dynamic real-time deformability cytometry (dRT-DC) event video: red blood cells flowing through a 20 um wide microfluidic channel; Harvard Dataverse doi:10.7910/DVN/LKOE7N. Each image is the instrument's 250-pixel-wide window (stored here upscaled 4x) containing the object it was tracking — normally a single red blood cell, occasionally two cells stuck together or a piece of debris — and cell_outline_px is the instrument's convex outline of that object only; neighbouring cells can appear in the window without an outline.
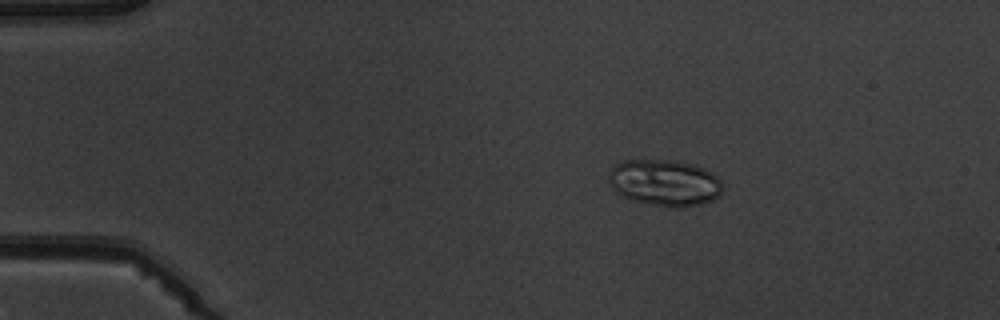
{"species": "common noctule bat (a hibernating species)", "species_latin": "Nyctalus noctula", "temperature_condition": "warm", "stored_images_in_passage": 4, "camera_frame_rate_fps": 3000, "um_per_image_px": 0.085, "animal": {"sex": "male", "body_mass_g": 19.5, "forearm_length_mm": 54.6}, "frame": {"image": 1, "passage_image": 2, "time_ms": 2.0, "image_size_px": [1000, 320], "cell_outline_px": [[724, 188], [720, 196], [712, 200], [700, 204], [684, 208], [668, 208], [632, 200], [620, 196], [612, 188], [608, 180], [608, 172], [616, 164], [624, 160], [676, 160], [696, 164], [712, 172], [724, 184]], "centroid_in_image_um": [56.52, 15.54], "position_along_channel_um": 28.5, "area_um2": 31.56}}